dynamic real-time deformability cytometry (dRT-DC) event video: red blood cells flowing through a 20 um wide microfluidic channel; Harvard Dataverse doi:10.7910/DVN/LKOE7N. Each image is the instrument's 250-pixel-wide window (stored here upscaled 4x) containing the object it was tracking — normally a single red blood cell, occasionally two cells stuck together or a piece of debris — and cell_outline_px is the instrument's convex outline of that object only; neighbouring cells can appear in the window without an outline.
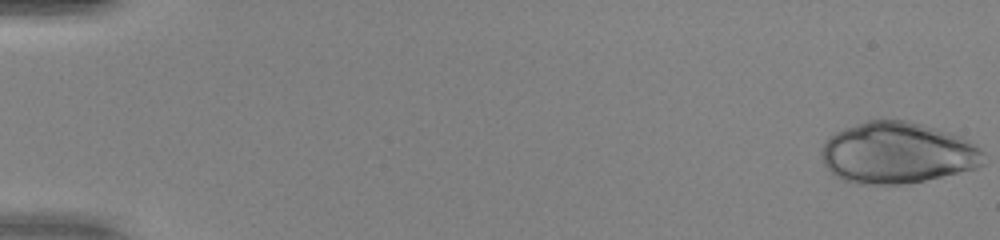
{"species": "human", "species_latin": "Homo sapiens", "temperature_condition": "warm", "stored_images_in_passage": 50, "camera_frame_rate_fps": 3000, "um_per_image_px": 0.085, "donor": {"sex": "female"}, "frame": {"image": 1, "passage_image": 1, "time_ms": 0.0, "image_size_px": [1000, 240], "cell_outline_px": [[984, 164], [976, 168], [908, 184], [860, 184], [844, 180], [836, 176], [824, 164], [824, 144], [836, 132], [844, 128], [868, 120], [908, 120], [952, 132], [976, 144], [984, 152]], "centroid_in_image_um": [76.35, 12.99], "position_along_channel_um": 8.7, "area_um2": 57.74}}
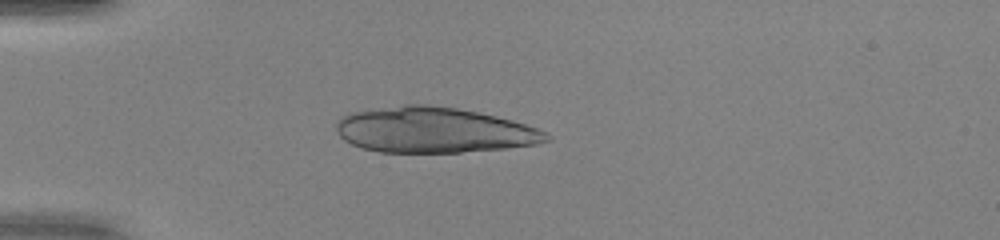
{"frame": {"image": 2, "passage_image": 15, "time_ms": 4.667, "image_size_px": [1000, 240], "cell_outline_px": [[552, 140], [536, 144], [504, 148], [460, 152], [380, 152], [360, 148], [344, 140], [340, 136], [336, 128], [336, 124], [340, 116], [348, 112], [404, 104], [424, 104], [456, 108], [496, 116], [512, 120], [536, 128], [552, 136]], "centroid_in_image_um": [36.83, 11.05], "position_along_channel_um": 48.2, "area_um2": 55.78}}